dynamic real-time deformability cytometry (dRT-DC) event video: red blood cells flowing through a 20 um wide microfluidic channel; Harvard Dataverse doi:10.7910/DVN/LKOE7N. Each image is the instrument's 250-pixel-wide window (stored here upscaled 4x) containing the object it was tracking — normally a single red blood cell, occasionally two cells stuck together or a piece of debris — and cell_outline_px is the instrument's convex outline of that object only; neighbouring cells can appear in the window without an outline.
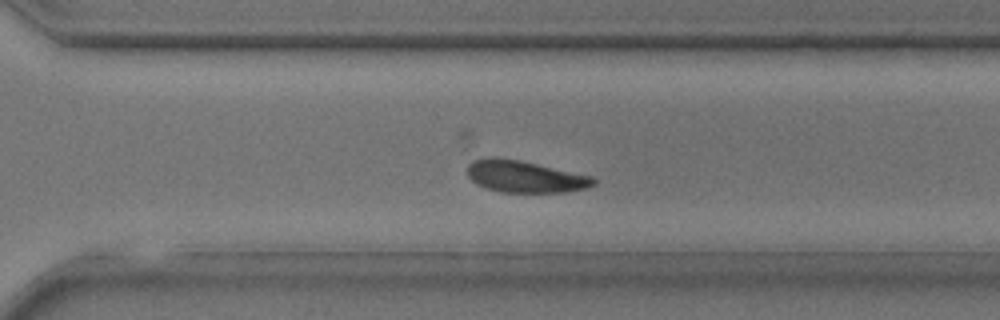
{"species": "common noctule bat (a hibernating species)", "species_latin": "Nyctalus noctula", "temperature_condition": "room temperature", "stored_images_in_passage": 26, "camera_frame_rate_fps": 3000, "um_per_image_px": 0.085, "animal": {"sex": "male", "body_mass_g": 17.9, "forearm_length_mm": 54.2}, "frame": {"image": 1, "passage_image": 22, "time_ms": 7.0, "image_size_px": [1000, 320], "cell_outline_px": [[596, 184], [584, 188], [564, 192], [500, 192], [484, 188], [476, 184], [468, 176], [468, 164], [472, 160], [484, 156], [492, 156], [520, 160], [592, 176], [596, 180]], "centroid_in_image_um": [44.56, 14.99], "position_along_channel_um": 326.0, "area_um2": 23.58}}
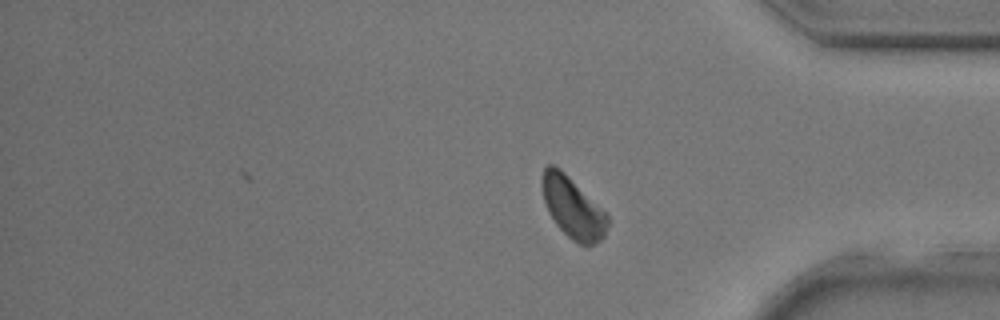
{"frame": {"image": 2, "passage_image": 26, "time_ms": 8.333, "image_size_px": [1000, 320], "cell_outline_px": [[608, 224], [604, 236], [600, 240], [592, 244], [580, 244], [572, 240], [556, 224], [548, 212], [544, 200], [540, 184], [540, 180], [544, 168], [548, 164], [552, 164], [560, 168], [608, 212]], "centroid_in_image_um": [48.68, 17.61], "position_along_channel_um": 386.5, "area_um2": 23.52}}